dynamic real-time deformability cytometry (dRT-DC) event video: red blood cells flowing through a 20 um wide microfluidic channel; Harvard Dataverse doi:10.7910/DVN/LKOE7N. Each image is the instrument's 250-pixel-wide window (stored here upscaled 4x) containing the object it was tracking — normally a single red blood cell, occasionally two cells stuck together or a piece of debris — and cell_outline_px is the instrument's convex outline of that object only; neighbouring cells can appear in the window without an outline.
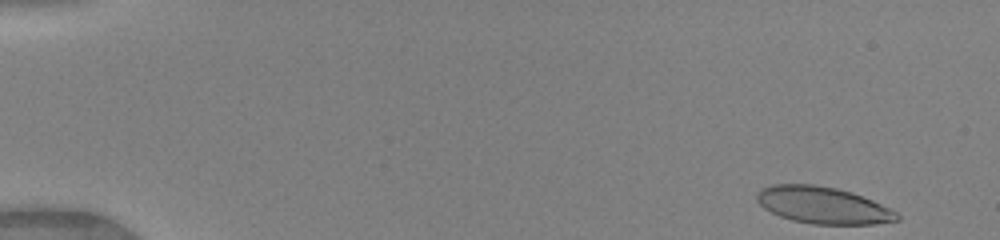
{"species": "human", "species_latin": "Homo sapiens", "temperature_condition": "warm", "stored_images_in_passage": 47, "camera_frame_rate_fps": 3000, "um_per_image_px": 0.085, "donor": {"sex": "female"}, "frame": {"image": 1, "passage_image": 1, "time_ms": 0.0, "image_size_px": [1000, 240], "cell_outline_px": [[900, 220], [872, 224], [812, 224], [792, 220], [780, 216], [764, 208], [756, 200], [756, 196], [760, 188], [772, 184], [812, 184], [836, 188], [852, 192], [872, 200], [896, 212], [900, 216]], "centroid_in_image_um": [69.92, 17.44], "position_along_channel_um": 15.1, "area_um2": 30.0}}
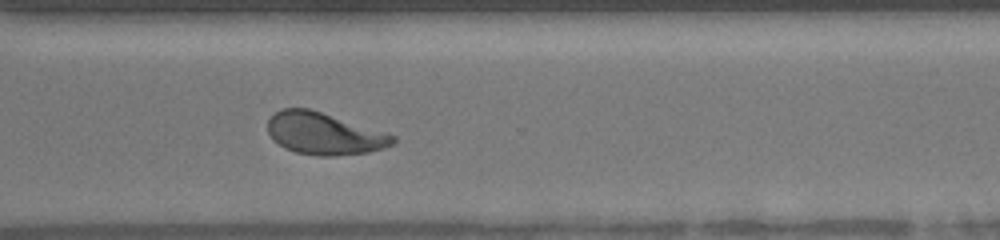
{"frame": {"image": 2, "passage_image": 35, "time_ms": 11.333, "image_size_px": [1000, 240], "cell_outline_px": [[396, 140], [392, 144], [384, 148], [368, 152], [336, 156], [320, 156], [296, 152], [284, 148], [272, 140], [268, 132], [268, 120], [280, 108], [308, 108], [396, 136]], "centroid_in_image_um": [27.51, 11.37], "position_along_channel_um": 343.1, "area_um2": 30.35}}
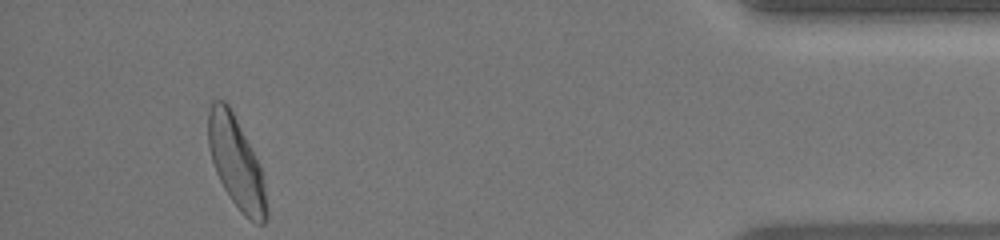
{"frame": {"image": 3, "passage_image": 44, "time_ms": 14.333, "image_size_px": [1000, 240], "cell_outline_px": [[268, 216], [264, 224], [256, 224], [248, 220], [244, 216], [228, 196], [216, 172], [212, 160], [208, 144], [208, 112], [212, 100], [224, 100], [228, 104], [260, 164], [264, 184], [268, 212]], "centroid_in_image_um": [20.09, 13.87], "position_along_channel_um": 415.1, "area_um2": 30.98}, "authors_computed_cell_mechanics": {"area_um2": 30.9808, "velocity_mm_per_s": 4.1115, "shape_relaxation_time_tau1_ms": 4.5866, "shape_relaxation_time_tau2_ms": 0.8455, "deformation_change_tau1": 0.1952, "deformation_change_tau2": 0.0812}}